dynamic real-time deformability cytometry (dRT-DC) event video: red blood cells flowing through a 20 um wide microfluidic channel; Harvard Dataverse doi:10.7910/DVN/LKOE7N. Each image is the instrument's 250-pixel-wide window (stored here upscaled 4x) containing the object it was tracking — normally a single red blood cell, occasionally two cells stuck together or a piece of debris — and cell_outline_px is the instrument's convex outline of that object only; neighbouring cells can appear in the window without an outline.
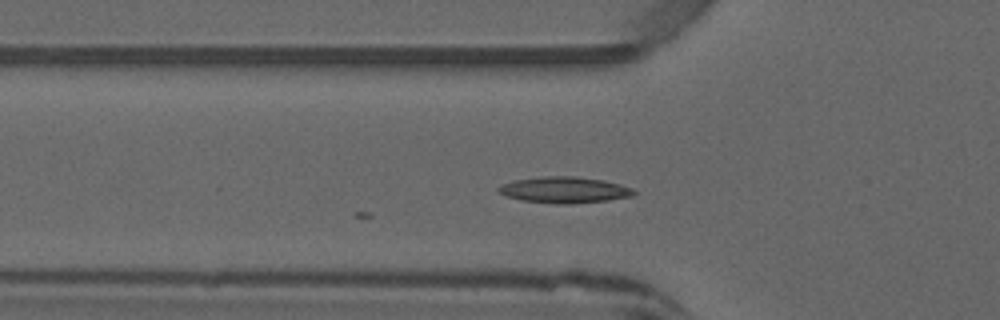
{"species": "common noctule bat (a hibernating species)", "species_latin": "Nyctalus noctula", "temperature_condition": "warm", "stored_images_in_passage": 2, "camera_frame_rate_fps": 3000, "um_per_image_px": 0.085, "animal": {"sex": "male", "forearm_length_mm": 52.5}, "frame": {"image": 1, "passage_image": 2, "time_ms": 0.333, "image_size_px": [1000, 320], "cell_outline_px": [[636, 192], [632, 196], [608, 200], [568, 204], [556, 204], [520, 200], [504, 196], [496, 192], [496, 188], [504, 184], [516, 180], [544, 176], [572, 176], [604, 180], [620, 184], [632, 188]], "centroid_in_image_um": [47.94, 16.15], "position_along_channel_um": 77.9, "area_um2": 20.69}}